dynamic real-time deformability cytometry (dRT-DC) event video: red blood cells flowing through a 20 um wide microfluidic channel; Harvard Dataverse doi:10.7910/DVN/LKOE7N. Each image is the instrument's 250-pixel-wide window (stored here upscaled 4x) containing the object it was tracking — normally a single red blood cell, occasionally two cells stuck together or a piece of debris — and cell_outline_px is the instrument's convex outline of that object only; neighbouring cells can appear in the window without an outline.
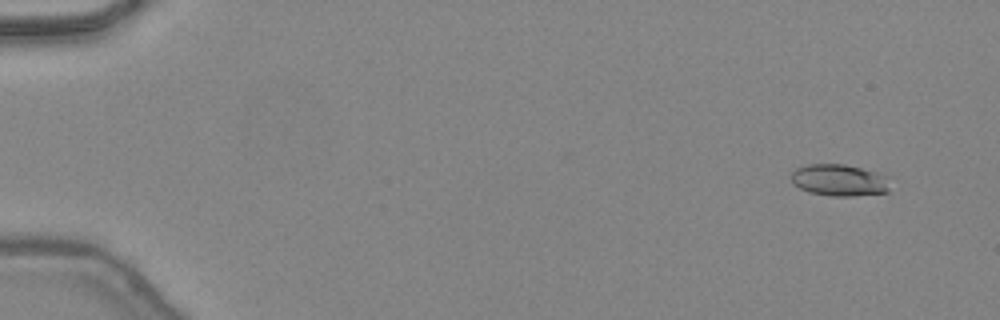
{"species": "common noctule bat (a hibernating species)", "species_latin": "Nyctalus noctula", "temperature_condition": "warm", "stored_images_in_passage": 13, "camera_frame_rate_fps": 3000, "um_per_image_px": 0.085, "animal": {"sex": "female", "body_mass_g": 24.6, "forearm_length_mm": 56.2}, "frame": {"image": 1, "passage_image": 1, "time_ms": 0.0, "image_size_px": [1000, 320], "cell_outline_px": [[888, 192], [852, 196], [832, 196], [808, 192], [792, 184], [792, 172], [796, 168], [808, 164], [844, 164], [876, 172], [884, 176], [888, 188]], "centroid_in_image_um": [71.27, 15.32], "position_along_channel_um": 13.7, "area_um2": 18.03}}
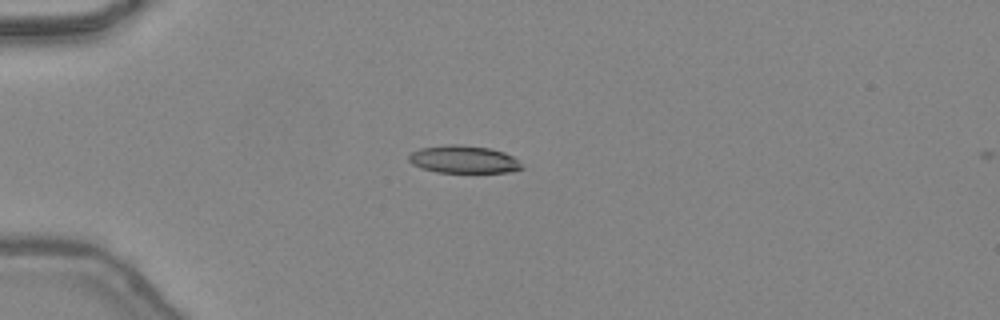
{"frame": {"image": 2, "passage_image": 11, "time_ms": 3.333, "image_size_px": [1000, 320], "cell_outline_px": [[524, 168], [512, 172], [436, 172], [420, 168], [412, 164], [408, 160], [408, 156], [412, 152], [420, 148], [448, 144], [460, 144], [492, 148], [504, 152], [512, 156]], "centroid_in_image_um": [39.38, 13.54], "position_along_channel_um": 45.6, "area_um2": 18.26}}